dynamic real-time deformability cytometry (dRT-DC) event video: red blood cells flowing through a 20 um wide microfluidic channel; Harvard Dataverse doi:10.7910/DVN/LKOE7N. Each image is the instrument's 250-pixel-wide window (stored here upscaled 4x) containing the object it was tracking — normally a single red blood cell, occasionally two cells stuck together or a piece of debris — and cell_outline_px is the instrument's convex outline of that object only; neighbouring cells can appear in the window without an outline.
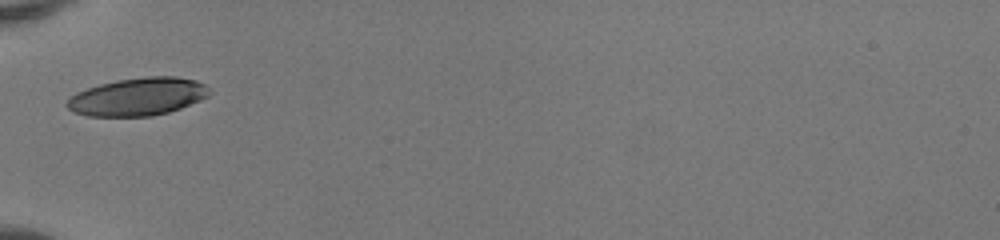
{"species": "human", "species_latin": "Homo sapiens", "temperature_condition": "room temperature", "stored_images_in_passage": 29, "camera_frame_rate_fps": 3000, "um_per_image_px": 0.085, "donor": {"sex": "female"}, "frame": {"image": 1, "passage_image": 1, "time_ms": 0.0, "image_size_px": [1000, 240], "cell_outline_px": [[212, 92], [208, 96], [200, 100], [180, 108], [168, 112], [152, 116], [88, 116], [76, 112], [68, 108], [64, 104], [76, 92], [100, 84], [116, 80], [148, 76], [176, 76], [196, 80], [204, 84]], "centroid_in_image_um": [11.73, 8.21], "position_along_channel_um": 73.3, "area_um2": 31.33}}
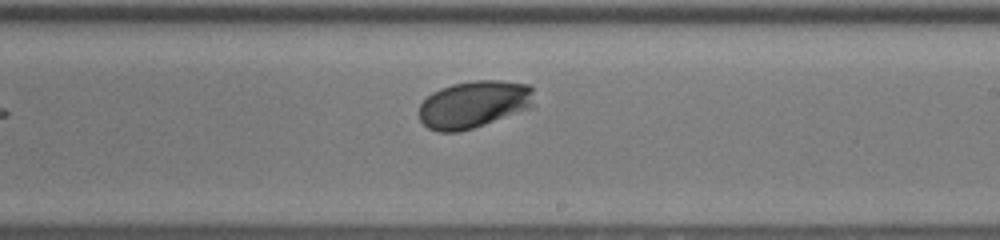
{"frame": {"image": 2, "passage_image": 14, "time_ms": 4.333, "image_size_px": [1000, 240], "cell_outline_px": [[532, 108], [460, 132], [440, 132], [428, 128], [420, 120], [420, 104], [432, 92], [440, 88], [452, 84], [472, 80], [500, 80], [532, 84]], "centroid_in_image_um": [40.29, 8.85], "position_along_channel_um": 248.7, "area_um2": 31.79}}
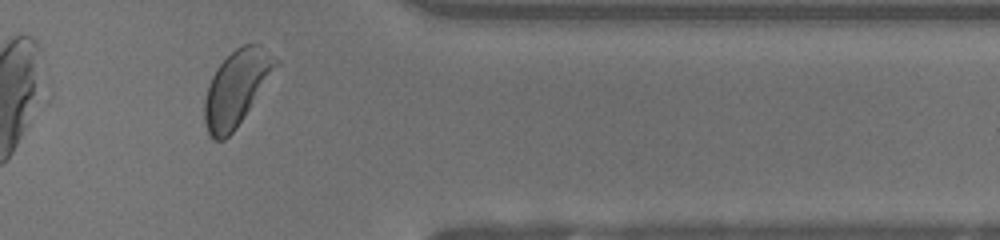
{"frame": {"image": 3, "passage_image": 25, "time_ms": 8.0, "image_size_px": [1000, 240], "cell_outline_px": [[276, 64], [244, 116], [236, 128], [224, 140], [212, 140], [208, 136], [204, 120], [204, 100], [208, 84], [216, 68], [236, 48], [244, 44], [260, 44], [276, 60]], "centroid_in_image_um": [20.0, 7.53], "position_along_channel_um": 391.4, "area_um2": 30.11}, "authors_computed_cell_mechanics": {"area_um2": 31.6166, "velocity_mm_per_s": 4.0927, "shape_relaxation_time_tau1_ms": 2.088, "shape_relaxation_time_tau2_ms": null, "deformation_change_tau1": 0.1382, "deformation_change_tau2": null}}